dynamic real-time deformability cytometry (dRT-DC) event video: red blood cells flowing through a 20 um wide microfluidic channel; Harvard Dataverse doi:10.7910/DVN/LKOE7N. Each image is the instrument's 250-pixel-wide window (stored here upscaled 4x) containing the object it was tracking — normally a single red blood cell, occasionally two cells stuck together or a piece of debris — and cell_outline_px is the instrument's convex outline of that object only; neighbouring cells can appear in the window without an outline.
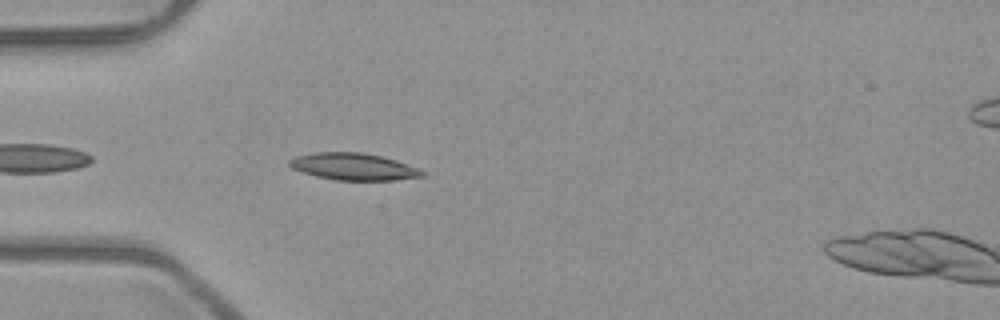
{"species": "common noctule bat (a hibernating species)", "species_latin": "Nyctalus noctula", "temperature_condition": "room temperature", "stored_images_in_passage": 6, "camera_frame_rate_fps": 3000, "um_per_image_px": 0.085, "animal": {"sex": "male", "body_mass_g": 23.1, "forearm_length_mm": 52.7}, "frame": {"image": 1, "passage_image": 5, "time_ms": 4.667, "image_size_px": [1000, 320], "cell_outline_px": [[424, 176], [396, 180], [336, 180], [316, 176], [292, 168], [288, 164], [288, 160], [296, 156], [312, 152], [360, 152], [380, 156], [396, 160], [416, 168], [424, 172]], "centroid_in_image_um": [30.01, 14.16], "position_along_channel_um": 55.0, "area_um2": 20.69}}